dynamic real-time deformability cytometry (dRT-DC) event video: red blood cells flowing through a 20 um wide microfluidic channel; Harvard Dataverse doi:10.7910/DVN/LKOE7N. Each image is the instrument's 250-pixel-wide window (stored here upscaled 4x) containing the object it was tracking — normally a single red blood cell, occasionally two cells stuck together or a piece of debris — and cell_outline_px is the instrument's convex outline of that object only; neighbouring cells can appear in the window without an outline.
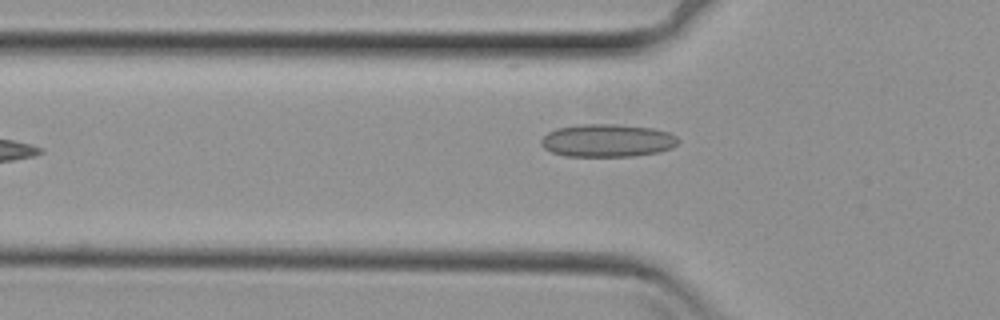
{"species": "common noctule bat (a hibernating species)", "species_latin": "Nyctalus noctula", "temperature_condition": "cold", "stored_images_in_passage": 32, "camera_frame_rate_fps": 3000, "um_per_image_px": 0.085, "animal": {"sex": "female", "body_mass_g": 29.2, "forearm_length_mm": 56.3}, "frame": {"image": 1, "passage_image": 3, "time_ms": 0.667, "image_size_px": [1000, 320], "cell_outline_px": [[680, 140], [672, 148], [660, 152], [632, 156], [564, 156], [552, 152], [544, 148], [540, 144], [540, 140], [548, 132], [556, 128], [580, 124], [612, 124], [656, 128], [668, 132], [676, 136]], "centroid_in_image_um": [51.63, 11.94], "position_along_channel_um": 74.2, "area_um2": 26.41}}
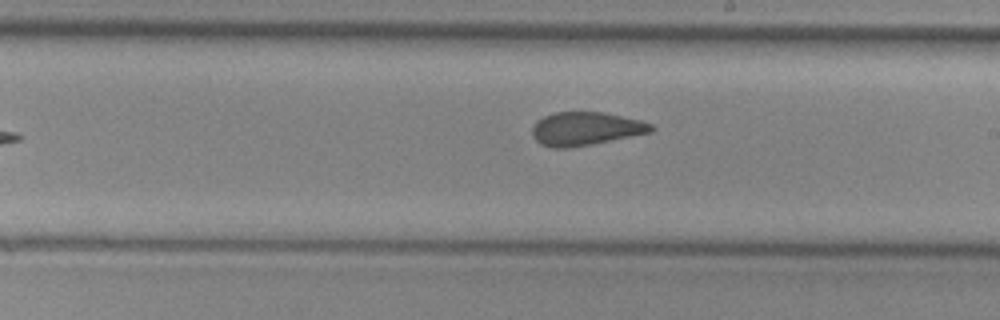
{"frame": {"image": 2, "passage_image": 16, "time_ms": 5.0, "image_size_px": [1000, 320], "cell_outline_px": [[656, 128], [652, 132], [592, 144], [568, 148], [552, 148], [540, 144], [532, 136], [532, 128], [536, 120], [552, 112], [604, 112], [640, 120], [652, 124]], "centroid_in_image_um": [49.76, 10.94], "position_along_channel_um": 239.2, "area_um2": 23.29}}
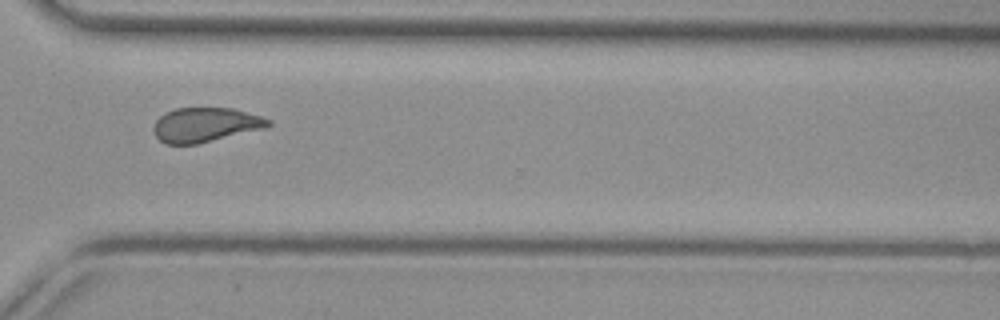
{"frame": {"image": 3, "passage_image": 25, "time_ms": 8.0, "image_size_px": [1000, 320], "cell_outline_px": [[272, 124], [264, 128], [196, 144], [164, 144], [156, 136], [152, 128], [156, 120], [164, 112], [176, 108], [232, 108], [260, 116], [272, 120]], "centroid_in_image_um": [17.42, 10.6], "position_along_channel_um": 353.2, "area_um2": 22.89}}